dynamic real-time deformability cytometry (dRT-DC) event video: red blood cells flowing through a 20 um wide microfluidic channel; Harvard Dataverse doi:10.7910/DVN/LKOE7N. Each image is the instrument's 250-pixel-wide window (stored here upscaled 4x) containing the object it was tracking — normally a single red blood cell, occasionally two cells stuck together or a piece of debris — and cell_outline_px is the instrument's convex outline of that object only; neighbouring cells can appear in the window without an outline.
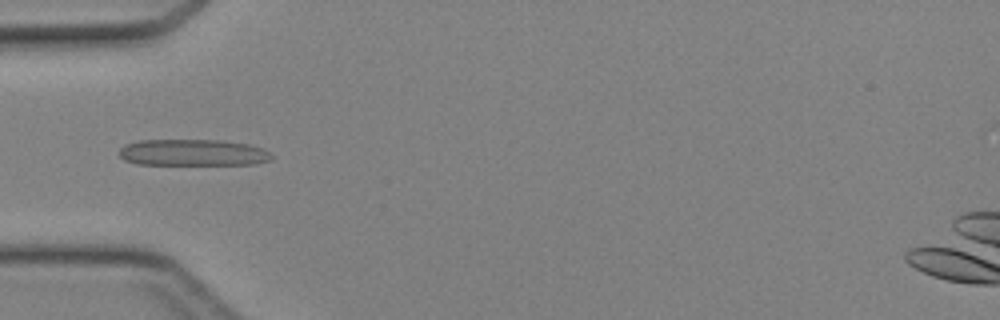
{"species": "Egyptian fruit bat (a non-hibernating species)", "species_latin": "Rousettus aegyptiacus", "temperature_condition": "cold", "stored_images_in_passage": 38, "camera_frame_rate_fps": 3000, "um_per_image_px": 0.085, "animal": {"sex": "female"}, "frame": {"image": 1, "passage_image": 12, "time_ms": 3.667, "image_size_px": [1000, 320], "cell_outline_px": [[272, 160], [256, 164], [136, 164], [124, 160], [120, 156], [120, 148], [124, 144], [140, 140], [216, 140], [248, 144], [264, 148], [272, 156]], "centroid_in_image_um": [16.39, 12.97], "position_along_channel_um": 68.6, "area_um2": 23.52}}
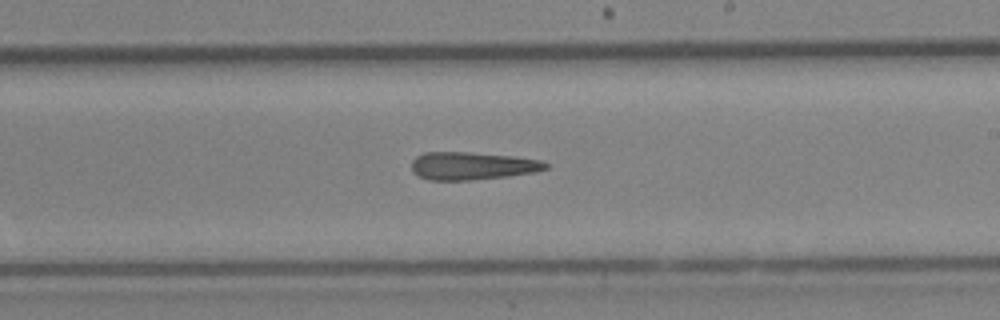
{"frame": {"image": 2, "passage_image": 24, "time_ms": 7.667, "image_size_px": [1000, 320], "cell_outline_px": [[552, 164], [548, 168], [536, 172], [508, 176], [472, 180], [428, 180], [412, 172], [412, 160], [416, 156], [424, 152], [468, 152], [512, 156], [540, 160]], "centroid_in_image_um": [40.16, 14.1], "position_along_channel_um": 248.8, "area_um2": 21.85}}
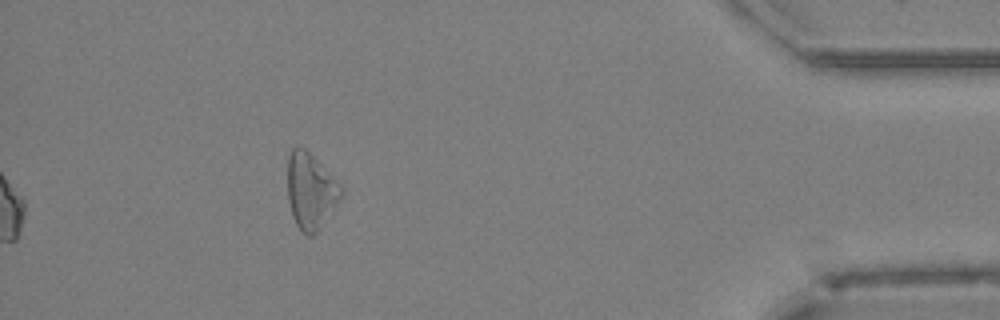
{"frame": {"image": 3, "passage_image": 38, "time_ms": 12.333, "image_size_px": [1000, 320], "cell_outline_px": [[344, 192], [336, 204], [316, 232], [312, 236], [308, 236], [300, 232], [296, 224], [288, 200], [288, 156], [292, 148], [296, 144], [304, 148], [344, 188]], "centroid_in_image_um": [26.38, 16.22], "position_along_channel_um": 408.8, "area_um2": 23.29}}